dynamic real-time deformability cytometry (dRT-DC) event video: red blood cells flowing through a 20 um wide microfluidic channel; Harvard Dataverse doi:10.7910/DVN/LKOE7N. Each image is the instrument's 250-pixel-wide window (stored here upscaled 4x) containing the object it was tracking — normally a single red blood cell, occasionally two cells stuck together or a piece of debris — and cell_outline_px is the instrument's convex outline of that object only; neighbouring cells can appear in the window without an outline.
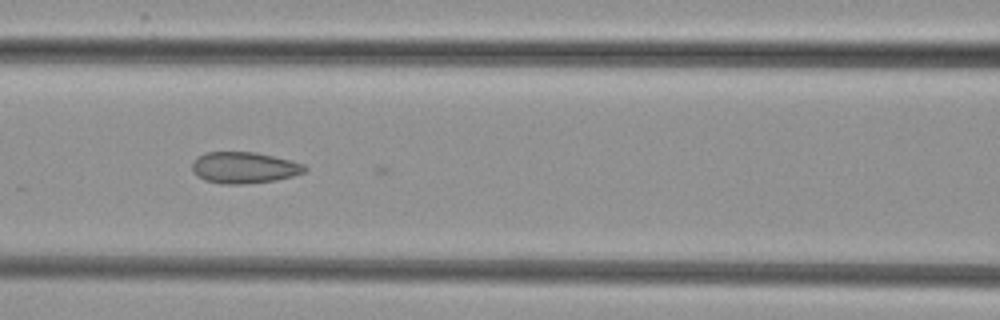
{"species": "common noctule bat (a hibernating species)", "species_latin": "Nyctalus noctula", "temperature_condition": "cold", "stored_images_in_passage": 10, "camera_frame_rate_fps": 3000, "um_per_image_px": 0.085, "animal": {"sex": "female", "body_mass_g": 29.2, "forearm_length_mm": 56.3}, "frame": {"image": 1, "passage_image": 8, "time_ms": 2.333, "image_size_px": [1000, 320], "cell_outline_px": [[308, 168], [304, 172], [292, 176], [276, 180], [244, 184], [220, 184], [204, 180], [196, 176], [192, 172], [192, 160], [196, 156], [208, 152], [256, 152], [292, 160], [304, 164]], "centroid_in_image_um": [20.72, 14.25], "position_along_channel_um": 145.9, "area_um2": 20.87}}